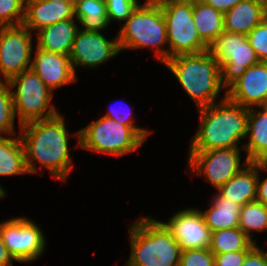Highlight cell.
Segmentation results:
<instances>
[{
  "label": "cell",
  "instance_id": "5b68a950",
  "mask_svg": "<svg viewBox=\"0 0 267 266\" xmlns=\"http://www.w3.org/2000/svg\"><path fill=\"white\" fill-rule=\"evenodd\" d=\"M120 52L151 48L164 64L169 59V44L161 6L139 4L118 30ZM167 46V47H166Z\"/></svg>",
  "mask_w": 267,
  "mask_h": 266
},
{
  "label": "cell",
  "instance_id": "5bb4252c",
  "mask_svg": "<svg viewBox=\"0 0 267 266\" xmlns=\"http://www.w3.org/2000/svg\"><path fill=\"white\" fill-rule=\"evenodd\" d=\"M172 232L181 251L187 249H206L210 247L211 230L206 225L199 209L185 208L163 222Z\"/></svg>",
  "mask_w": 267,
  "mask_h": 266
},
{
  "label": "cell",
  "instance_id": "f546056e",
  "mask_svg": "<svg viewBox=\"0 0 267 266\" xmlns=\"http://www.w3.org/2000/svg\"><path fill=\"white\" fill-rule=\"evenodd\" d=\"M109 25L111 22H125L139 3L135 0H105Z\"/></svg>",
  "mask_w": 267,
  "mask_h": 266
},
{
  "label": "cell",
  "instance_id": "ffe728a7",
  "mask_svg": "<svg viewBox=\"0 0 267 266\" xmlns=\"http://www.w3.org/2000/svg\"><path fill=\"white\" fill-rule=\"evenodd\" d=\"M258 162H249L238 174L221 185L217 192L232 202L244 206L256 201Z\"/></svg>",
  "mask_w": 267,
  "mask_h": 266
},
{
  "label": "cell",
  "instance_id": "6da1fadb",
  "mask_svg": "<svg viewBox=\"0 0 267 266\" xmlns=\"http://www.w3.org/2000/svg\"><path fill=\"white\" fill-rule=\"evenodd\" d=\"M65 124V117L59 113L53 118L21 126L19 132L29 174L40 173L39 169L44 168L55 180H68L72 157L69 153L70 133ZM35 162L40 168H37Z\"/></svg>",
  "mask_w": 267,
  "mask_h": 266
},
{
  "label": "cell",
  "instance_id": "e575fe53",
  "mask_svg": "<svg viewBox=\"0 0 267 266\" xmlns=\"http://www.w3.org/2000/svg\"><path fill=\"white\" fill-rule=\"evenodd\" d=\"M242 266H267V251L256 245L246 255Z\"/></svg>",
  "mask_w": 267,
  "mask_h": 266
},
{
  "label": "cell",
  "instance_id": "60d3db41",
  "mask_svg": "<svg viewBox=\"0 0 267 266\" xmlns=\"http://www.w3.org/2000/svg\"><path fill=\"white\" fill-rule=\"evenodd\" d=\"M260 163L267 165V155L260 161Z\"/></svg>",
  "mask_w": 267,
  "mask_h": 266
},
{
  "label": "cell",
  "instance_id": "83f0119b",
  "mask_svg": "<svg viewBox=\"0 0 267 266\" xmlns=\"http://www.w3.org/2000/svg\"><path fill=\"white\" fill-rule=\"evenodd\" d=\"M13 94L7 82H0V136L16 135Z\"/></svg>",
  "mask_w": 267,
  "mask_h": 266
},
{
  "label": "cell",
  "instance_id": "52a82bcc",
  "mask_svg": "<svg viewBox=\"0 0 267 266\" xmlns=\"http://www.w3.org/2000/svg\"><path fill=\"white\" fill-rule=\"evenodd\" d=\"M7 83L13 94L18 128L28 122L53 118L60 113L52 103L54 92L31 68L12 77Z\"/></svg>",
  "mask_w": 267,
  "mask_h": 266
},
{
  "label": "cell",
  "instance_id": "2e32d148",
  "mask_svg": "<svg viewBox=\"0 0 267 266\" xmlns=\"http://www.w3.org/2000/svg\"><path fill=\"white\" fill-rule=\"evenodd\" d=\"M31 69L54 92L55 89L77 81L70 57L42 50L36 46Z\"/></svg>",
  "mask_w": 267,
  "mask_h": 266
},
{
  "label": "cell",
  "instance_id": "44dd1931",
  "mask_svg": "<svg viewBox=\"0 0 267 266\" xmlns=\"http://www.w3.org/2000/svg\"><path fill=\"white\" fill-rule=\"evenodd\" d=\"M246 139L245 158L249 162H260L267 155V105L249 108Z\"/></svg>",
  "mask_w": 267,
  "mask_h": 266
},
{
  "label": "cell",
  "instance_id": "9c48e42d",
  "mask_svg": "<svg viewBox=\"0 0 267 266\" xmlns=\"http://www.w3.org/2000/svg\"><path fill=\"white\" fill-rule=\"evenodd\" d=\"M209 52L219 62L222 85L227 89L247 68L260 61L244 34L224 31L209 46Z\"/></svg>",
  "mask_w": 267,
  "mask_h": 266
},
{
  "label": "cell",
  "instance_id": "1f68e13d",
  "mask_svg": "<svg viewBox=\"0 0 267 266\" xmlns=\"http://www.w3.org/2000/svg\"><path fill=\"white\" fill-rule=\"evenodd\" d=\"M260 62H267V18L253 28L247 35Z\"/></svg>",
  "mask_w": 267,
  "mask_h": 266
},
{
  "label": "cell",
  "instance_id": "f1b7e54d",
  "mask_svg": "<svg viewBox=\"0 0 267 266\" xmlns=\"http://www.w3.org/2000/svg\"><path fill=\"white\" fill-rule=\"evenodd\" d=\"M26 0H0V27L20 26L25 16Z\"/></svg>",
  "mask_w": 267,
  "mask_h": 266
},
{
  "label": "cell",
  "instance_id": "8fae6325",
  "mask_svg": "<svg viewBox=\"0 0 267 266\" xmlns=\"http://www.w3.org/2000/svg\"><path fill=\"white\" fill-rule=\"evenodd\" d=\"M244 148L189 151L188 166L192 175L203 176L216 190L230 178L238 174L249 161L245 158L241 165L240 152Z\"/></svg>",
  "mask_w": 267,
  "mask_h": 266
},
{
  "label": "cell",
  "instance_id": "4dcf8cb0",
  "mask_svg": "<svg viewBox=\"0 0 267 266\" xmlns=\"http://www.w3.org/2000/svg\"><path fill=\"white\" fill-rule=\"evenodd\" d=\"M114 104L117 105L116 108L112 107L108 108V111L106 112V114H104V116L111 118L122 125L131 126L146 141L148 136L151 135L152 130L144 129L134 124V117H133L134 115L132 114L133 111H131L132 107H128L124 110V108L126 107L124 102H122L121 106L119 107H118L119 103H114ZM121 108L123 109L121 110Z\"/></svg>",
  "mask_w": 267,
  "mask_h": 266
},
{
  "label": "cell",
  "instance_id": "7c38bea8",
  "mask_svg": "<svg viewBox=\"0 0 267 266\" xmlns=\"http://www.w3.org/2000/svg\"><path fill=\"white\" fill-rule=\"evenodd\" d=\"M33 34L23 25L0 27V82L31 68Z\"/></svg>",
  "mask_w": 267,
  "mask_h": 266
},
{
  "label": "cell",
  "instance_id": "484cf974",
  "mask_svg": "<svg viewBox=\"0 0 267 266\" xmlns=\"http://www.w3.org/2000/svg\"><path fill=\"white\" fill-rule=\"evenodd\" d=\"M256 245L257 244L238 227L211 232L209 249L214 254H223L236 251H251Z\"/></svg>",
  "mask_w": 267,
  "mask_h": 266
},
{
  "label": "cell",
  "instance_id": "7402d4cb",
  "mask_svg": "<svg viewBox=\"0 0 267 266\" xmlns=\"http://www.w3.org/2000/svg\"><path fill=\"white\" fill-rule=\"evenodd\" d=\"M29 174L25 150L20 136H0V176H17ZM7 192L0 184V199H4Z\"/></svg>",
  "mask_w": 267,
  "mask_h": 266
},
{
  "label": "cell",
  "instance_id": "ac0fdd59",
  "mask_svg": "<svg viewBox=\"0 0 267 266\" xmlns=\"http://www.w3.org/2000/svg\"><path fill=\"white\" fill-rule=\"evenodd\" d=\"M76 19H67L43 27L36 32L37 47L48 52L70 56L74 39L80 27Z\"/></svg>",
  "mask_w": 267,
  "mask_h": 266
},
{
  "label": "cell",
  "instance_id": "cb8c5ba5",
  "mask_svg": "<svg viewBox=\"0 0 267 266\" xmlns=\"http://www.w3.org/2000/svg\"><path fill=\"white\" fill-rule=\"evenodd\" d=\"M193 18L200 39L208 47L225 31L224 14L202 0H193Z\"/></svg>",
  "mask_w": 267,
  "mask_h": 266
},
{
  "label": "cell",
  "instance_id": "9a60e30c",
  "mask_svg": "<svg viewBox=\"0 0 267 266\" xmlns=\"http://www.w3.org/2000/svg\"><path fill=\"white\" fill-rule=\"evenodd\" d=\"M226 97L245 108L267 105V62L247 68L226 89Z\"/></svg>",
  "mask_w": 267,
  "mask_h": 266
},
{
  "label": "cell",
  "instance_id": "b9f144b4",
  "mask_svg": "<svg viewBox=\"0 0 267 266\" xmlns=\"http://www.w3.org/2000/svg\"><path fill=\"white\" fill-rule=\"evenodd\" d=\"M263 4L267 7V0H261Z\"/></svg>",
  "mask_w": 267,
  "mask_h": 266
},
{
  "label": "cell",
  "instance_id": "d4e9b609",
  "mask_svg": "<svg viewBox=\"0 0 267 266\" xmlns=\"http://www.w3.org/2000/svg\"><path fill=\"white\" fill-rule=\"evenodd\" d=\"M74 17L84 31L100 32L109 26L105 0H77Z\"/></svg>",
  "mask_w": 267,
  "mask_h": 266
},
{
  "label": "cell",
  "instance_id": "e0dca14e",
  "mask_svg": "<svg viewBox=\"0 0 267 266\" xmlns=\"http://www.w3.org/2000/svg\"><path fill=\"white\" fill-rule=\"evenodd\" d=\"M74 17V6L63 1L26 0L23 26L35 33L43 27Z\"/></svg>",
  "mask_w": 267,
  "mask_h": 266
},
{
  "label": "cell",
  "instance_id": "ba28073f",
  "mask_svg": "<svg viewBox=\"0 0 267 266\" xmlns=\"http://www.w3.org/2000/svg\"><path fill=\"white\" fill-rule=\"evenodd\" d=\"M164 14L169 58L209 50L200 39L193 18V0H172L161 5Z\"/></svg>",
  "mask_w": 267,
  "mask_h": 266
},
{
  "label": "cell",
  "instance_id": "30bf717a",
  "mask_svg": "<svg viewBox=\"0 0 267 266\" xmlns=\"http://www.w3.org/2000/svg\"><path fill=\"white\" fill-rule=\"evenodd\" d=\"M27 217H13L0 222V234L9 254L19 264H29L45 252V233Z\"/></svg>",
  "mask_w": 267,
  "mask_h": 266
},
{
  "label": "cell",
  "instance_id": "d590c367",
  "mask_svg": "<svg viewBox=\"0 0 267 266\" xmlns=\"http://www.w3.org/2000/svg\"><path fill=\"white\" fill-rule=\"evenodd\" d=\"M267 172V165L258 162V182L256 201L264 204L267 207V177L260 178V172ZM261 179H263L261 181Z\"/></svg>",
  "mask_w": 267,
  "mask_h": 266
},
{
  "label": "cell",
  "instance_id": "8d00e7d4",
  "mask_svg": "<svg viewBox=\"0 0 267 266\" xmlns=\"http://www.w3.org/2000/svg\"><path fill=\"white\" fill-rule=\"evenodd\" d=\"M205 4L212 6L215 10L226 13L229 9L244 0H202Z\"/></svg>",
  "mask_w": 267,
  "mask_h": 266
},
{
  "label": "cell",
  "instance_id": "8992f818",
  "mask_svg": "<svg viewBox=\"0 0 267 266\" xmlns=\"http://www.w3.org/2000/svg\"><path fill=\"white\" fill-rule=\"evenodd\" d=\"M77 146L94 153L124 156L137 151L145 140L131 127L106 116L75 132Z\"/></svg>",
  "mask_w": 267,
  "mask_h": 266
},
{
  "label": "cell",
  "instance_id": "4fadbf2b",
  "mask_svg": "<svg viewBox=\"0 0 267 266\" xmlns=\"http://www.w3.org/2000/svg\"><path fill=\"white\" fill-rule=\"evenodd\" d=\"M121 53L117 35L109 40L100 32L78 30L74 39L70 60L76 74V68H98Z\"/></svg>",
  "mask_w": 267,
  "mask_h": 266
},
{
  "label": "cell",
  "instance_id": "ab89813d",
  "mask_svg": "<svg viewBox=\"0 0 267 266\" xmlns=\"http://www.w3.org/2000/svg\"><path fill=\"white\" fill-rule=\"evenodd\" d=\"M46 1H63V2L69 3L73 6H75L77 3V0H46Z\"/></svg>",
  "mask_w": 267,
  "mask_h": 266
},
{
  "label": "cell",
  "instance_id": "4316f807",
  "mask_svg": "<svg viewBox=\"0 0 267 266\" xmlns=\"http://www.w3.org/2000/svg\"><path fill=\"white\" fill-rule=\"evenodd\" d=\"M239 228L257 244L254 233L267 231V207L258 201L246 203L239 215Z\"/></svg>",
  "mask_w": 267,
  "mask_h": 266
},
{
  "label": "cell",
  "instance_id": "f35d334b",
  "mask_svg": "<svg viewBox=\"0 0 267 266\" xmlns=\"http://www.w3.org/2000/svg\"><path fill=\"white\" fill-rule=\"evenodd\" d=\"M172 0H145L142 5L161 6Z\"/></svg>",
  "mask_w": 267,
  "mask_h": 266
},
{
  "label": "cell",
  "instance_id": "7a4b0ae2",
  "mask_svg": "<svg viewBox=\"0 0 267 266\" xmlns=\"http://www.w3.org/2000/svg\"><path fill=\"white\" fill-rule=\"evenodd\" d=\"M199 111V127L190 139L189 151L243 148L240 140L247 136L249 108H245L226 97Z\"/></svg>",
  "mask_w": 267,
  "mask_h": 266
},
{
  "label": "cell",
  "instance_id": "603a6c76",
  "mask_svg": "<svg viewBox=\"0 0 267 266\" xmlns=\"http://www.w3.org/2000/svg\"><path fill=\"white\" fill-rule=\"evenodd\" d=\"M211 198L209 208L200 212L211 232L239 227L242 206L221 196L218 192Z\"/></svg>",
  "mask_w": 267,
  "mask_h": 266
},
{
  "label": "cell",
  "instance_id": "74e56055",
  "mask_svg": "<svg viewBox=\"0 0 267 266\" xmlns=\"http://www.w3.org/2000/svg\"><path fill=\"white\" fill-rule=\"evenodd\" d=\"M13 262L16 261L9 254L0 234V266H13Z\"/></svg>",
  "mask_w": 267,
  "mask_h": 266
},
{
  "label": "cell",
  "instance_id": "836d02e7",
  "mask_svg": "<svg viewBox=\"0 0 267 266\" xmlns=\"http://www.w3.org/2000/svg\"><path fill=\"white\" fill-rule=\"evenodd\" d=\"M250 251L227 252L214 254V266H242Z\"/></svg>",
  "mask_w": 267,
  "mask_h": 266
},
{
  "label": "cell",
  "instance_id": "3957f363",
  "mask_svg": "<svg viewBox=\"0 0 267 266\" xmlns=\"http://www.w3.org/2000/svg\"><path fill=\"white\" fill-rule=\"evenodd\" d=\"M165 67L193 100L197 108L217 103L221 90V68L215 57L206 50L197 54H180L169 58Z\"/></svg>",
  "mask_w": 267,
  "mask_h": 266
},
{
  "label": "cell",
  "instance_id": "d6a6232c",
  "mask_svg": "<svg viewBox=\"0 0 267 266\" xmlns=\"http://www.w3.org/2000/svg\"><path fill=\"white\" fill-rule=\"evenodd\" d=\"M179 266H214V253L209 248L183 250Z\"/></svg>",
  "mask_w": 267,
  "mask_h": 266
},
{
  "label": "cell",
  "instance_id": "277c9868",
  "mask_svg": "<svg viewBox=\"0 0 267 266\" xmlns=\"http://www.w3.org/2000/svg\"><path fill=\"white\" fill-rule=\"evenodd\" d=\"M128 230L130 255L125 266L180 265V245L163 221L141 217Z\"/></svg>",
  "mask_w": 267,
  "mask_h": 266
},
{
  "label": "cell",
  "instance_id": "d6986e66",
  "mask_svg": "<svg viewBox=\"0 0 267 266\" xmlns=\"http://www.w3.org/2000/svg\"><path fill=\"white\" fill-rule=\"evenodd\" d=\"M266 18V6L261 0H244L224 13V29L247 35Z\"/></svg>",
  "mask_w": 267,
  "mask_h": 266
}]
</instances>
